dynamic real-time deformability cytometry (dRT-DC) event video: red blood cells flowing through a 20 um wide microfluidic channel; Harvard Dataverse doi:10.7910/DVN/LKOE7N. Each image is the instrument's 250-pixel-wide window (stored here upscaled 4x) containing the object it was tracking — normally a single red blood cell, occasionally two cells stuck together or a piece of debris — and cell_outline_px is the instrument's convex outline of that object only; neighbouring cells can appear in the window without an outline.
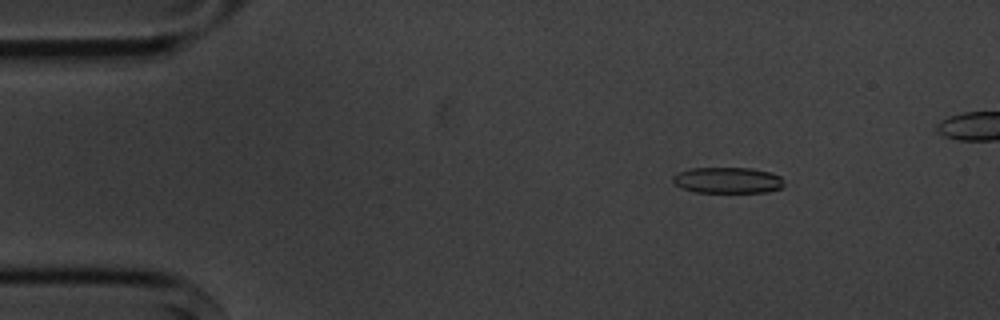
{"species": "common noctule bat (a hibernating species)", "species_latin": "Nyctalus noctula", "temperature_condition": "cold", "stored_images_in_passage": 16, "camera_frame_rate_fps": 3000, "um_per_image_px": 0.085, "animal": {"sex": "male", "body_mass_g": 20.1, "forearm_length_mm": 53.5}, "frame": {"image": 1, "passage_image": 3, "time_ms": 2.333, "image_size_px": [1000, 320], "cell_outline_px": [[784, 188], [768, 192], [696, 192], [680, 188], [672, 180], [672, 176], [688, 168], [752, 168], [772, 172], [780, 176], [784, 180]], "centroid_in_image_um": [61.89, 15.32], "position_along_channel_um": 23.1, "area_um2": 17.11}}
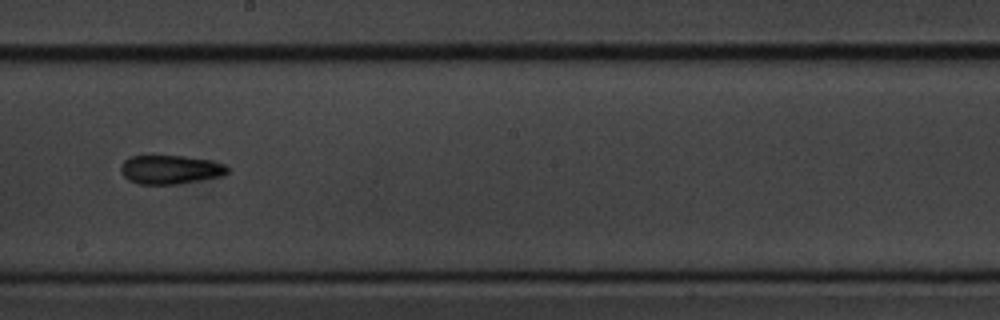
{"frame": {"image": 2, "passage_image": 9, "time_ms": 10.0, "image_size_px": [1000, 320], "cell_outline_px": [[228, 172], [224, 176], [180, 184], [140, 184], [128, 180], [120, 172], [120, 164], [128, 156], [184, 156], [212, 160], [224, 164], [228, 168]], "centroid_in_image_um": [14.48, 14.41], "position_along_channel_um": 233.7, "area_um2": 18.21}}
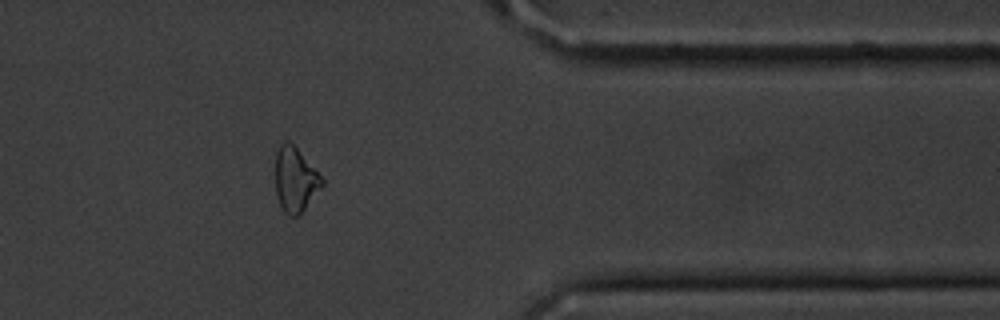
{"frame": {"image": 3, "passage_image": 13, "time_ms": 14.667, "image_size_px": [1000, 320], "cell_outline_px": [[324, 184], [300, 216], [288, 216], [284, 212], [280, 204], [276, 192], [276, 152], [280, 144], [284, 140], [288, 140], [296, 148], [324, 180]], "centroid_in_image_um": [25.09, 15.3], "position_along_channel_um": 386.3, "area_um2": 17.4}, "authors_computed_cell_mechanics": {"area_um2": 17.5423, "velocity_mm_per_s": 3.6104, "shape_relaxation_time_tau1_ms": 2.1184, "shape_relaxation_time_tau2_ms": null, "deformation_change_tau1": 0.0705, "deformation_change_tau2": null}}